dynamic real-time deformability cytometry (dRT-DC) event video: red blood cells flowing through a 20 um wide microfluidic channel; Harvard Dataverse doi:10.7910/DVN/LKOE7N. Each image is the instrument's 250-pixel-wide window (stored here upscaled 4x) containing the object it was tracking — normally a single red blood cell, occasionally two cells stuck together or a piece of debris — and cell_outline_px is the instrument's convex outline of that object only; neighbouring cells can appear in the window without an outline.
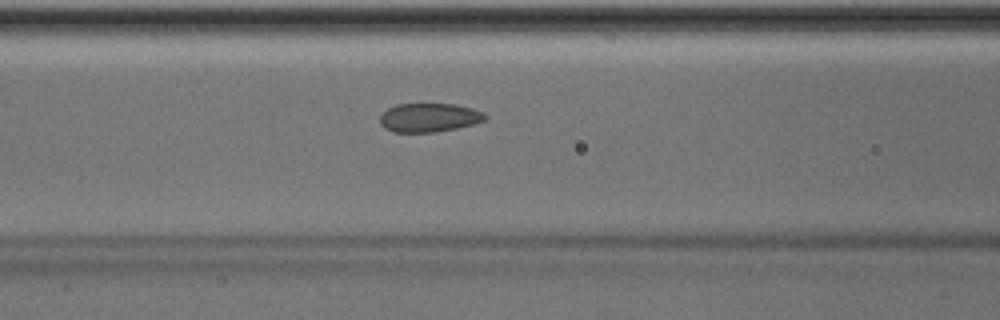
{"species": "Egyptian fruit bat (a non-hibernating species)", "species_latin": "Rousettus aegyptiacus", "temperature_condition": "room temperature", "stored_images_in_passage": 17, "camera_frame_rate_fps": 3000, "um_per_image_px": 0.085, "animal": {"sex": "male"}, "frame": {"image": 1, "passage_image": 10, "time_ms": 3.0, "image_size_px": [1000, 320], "cell_outline_px": [[488, 116], [484, 120], [472, 124], [456, 128], [436, 132], [392, 132], [384, 128], [380, 124], [380, 116], [388, 108], [396, 104], [456, 104], [472, 108], [484, 112]], "centroid_in_image_um": [36.47, 9.99], "position_along_channel_um": 130.1, "area_um2": 17.69}}